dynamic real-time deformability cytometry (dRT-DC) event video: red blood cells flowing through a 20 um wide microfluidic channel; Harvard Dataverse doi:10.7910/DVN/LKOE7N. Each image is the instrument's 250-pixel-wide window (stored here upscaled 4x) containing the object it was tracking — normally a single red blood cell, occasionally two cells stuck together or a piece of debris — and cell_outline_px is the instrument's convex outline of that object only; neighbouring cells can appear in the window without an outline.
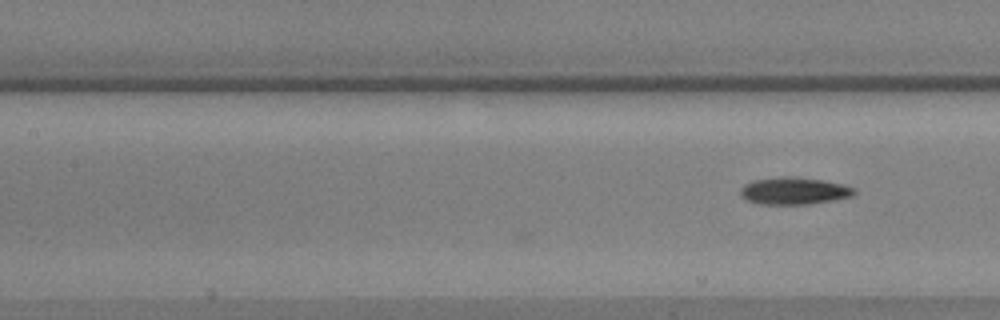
{"species": "common noctule bat (a hibernating species)", "species_latin": "Nyctalus noctula", "temperature_condition": "warm", "stored_images_in_passage": 7, "camera_frame_rate_fps": 3000, "um_per_image_px": 0.085, "animal": {"sex": "male", "body_mass_g": 17.9, "forearm_length_mm": 54.2}, "frame": {"image": 1, "passage_image": 7, "time_ms": 2.0, "image_size_px": [1000, 320], "cell_outline_px": [[856, 192], [852, 196], [832, 200], [808, 204], [760, 204], [744, 200], [740, 196], [740, 188], [744, 184], [752, 180], [784, 176], [792, 176], [824, 180], [856, 188]], "centroid_in_image_um": [67.44, 16.22], "position_along_channel_um": 140.0, "area_um2": 18.15}}